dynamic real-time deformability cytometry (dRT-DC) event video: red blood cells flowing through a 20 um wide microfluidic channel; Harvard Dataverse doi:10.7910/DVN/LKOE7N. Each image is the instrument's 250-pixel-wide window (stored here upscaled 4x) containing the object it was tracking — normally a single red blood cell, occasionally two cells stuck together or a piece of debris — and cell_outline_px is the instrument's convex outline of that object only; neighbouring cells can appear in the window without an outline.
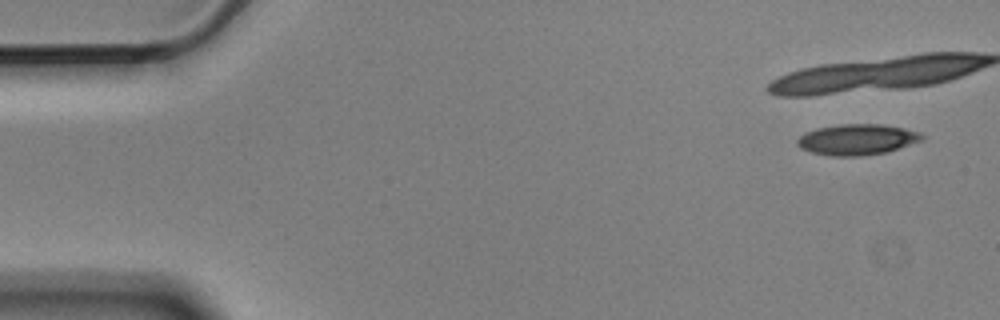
{"species": "Egyptian fruit bat (a non-hibernating species)", "species_latin": "Rousettus aegyptiacus", "temperature_condition": "cold", "stored_images_in_passage": 8, "camera_frame_rate_fps": 3000, "um_per_image_px": 0.085, "animal": {"sex": "male"}, "frame": {"image": 1, "passage_image": 1, "time_ms": 0.0, "image_size_px": [1000, 320], "cell_outline_px": [[924, 140], [888, 152], [860, 156], [832, 156], [812, 152], [800, 148], [796, 144], [796, 140], [800, 136], [816, 128], [840, 124], [880, 124], [904, 128], [920, 132], [924, 136]], "centroid_in_image_um": [72.88, 11.86], "position_along_channel_um": 12.1, "area_um2": 22.48}}